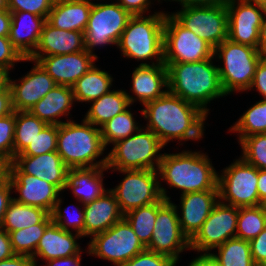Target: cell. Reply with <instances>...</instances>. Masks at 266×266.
<instances>
[{
  "label": "cell",
  "instance_id": "cell-9",
  "mask_svg": "<svg viewBox=\"0 0 266 266\" xmlns=\"http://www.w3.org/2000/svg\"><path fill=\"white\" fill-rule=\"evenodd\" d=\"M218 172L219 200L235 207L259 206L258 169L240 156Z\"/></svg>",
  "mask_w": 266,
  "mask_h": 266
},
{
  "label": "cell",
  "instance_id": "cell-38",
  "mask_svg": "<svg viewBox=\"0 0 266 266\" xmlns=\"http://www.w3.org/2000/svg\"><path fill=\"white\" fill-rule=\"evenodd\" d=\"M64 198L62 192L50 213L52 222L65 231L80 234L84 239V205L76 200V204L63 208Z\"/></svg>",
  "mask_w": 266,
  "mask_h": 266
},
{
  "label": "cell",
  "instance_id": "cell-21",
  "mask_svg": "<svg viewBox=\"0 0 266 266\" xmlns=\"http://www.w3.org/2000/svg\"><path fill=\"white\" fill-rule=\"evenodd\" d=\"M98 61L87 50L63 55L43 56L37 60L57 85L70 87Z\"/></svg>",
  "mask_w": 266,
  "mask_h": 266
},
{
  "label": "cell",
  "instance_id": "cell-4",
  "mask_svg": "<svg viewBox=\"0 0 266 266\" xmlns=\"http://www.w3.org/2000/svg\"><path fill=\"white\" fill-rule=\"evenodd\" d=\"M56 152L69 169L107 166L100 128L83 117L80 123L72 119L58 125Z\"/></svg>",
  "mask_w": 266,
  "mask_h": 266
},
{
  "label": "cell",
  "instance_id": "cell-46",
  "mask_svg": "<svg viewBox=\"0 0 266 266\" xmlns=\"http://www.w3.org/2000/svg\"><path fill=\"white\" fill-rule=\"evenodd\" d=\"M24 57L12 45L9 37L0 36V67L7 69L10 73L14 72L16 65L22 63Z\"/></svg>",
  "mask_w": 266,
  "mask_h": 266
},
{
  "label": "cell",
  "instance_id": "cell-62",
  "mask_svg": "<svg viewBox=\"0 0 266 266\" xmlns=\"http://www.w3.org/2000/svg\"><path fill=\"white\" fill-rule=\"evenodd\" d=\"M250 3H255L258 6L263 7L266 10V0H244Z\"/></svg>",
  "mask_w": 266,
  "mask_h": 266
},
{
  "label": "cell",
  "instance_id": "cell-48",
  "mask_svg": "<svg viewBox=\"0 0 266 266\" xmlns=\"http://www.w3.org/2000/svg\"><path fill=\"white\" fill-rule=\"evenodd\" d=\"M251 255L257 266L266 262V227L250 241Z\"/></svg>",
  "mask_w": 266,
  "mask_h": 266
},
{
  "label": "cell",
  "instance_id": "cell-42",
  "mask_svg": "<svg viewBox=\"0 0 266 266\" xmlns=\"http://www.w3.org/2000/svg\"><path fill=\"white\" fill-rule=\"evenodd\" d=\"M58 125L47 124L34 140L17 156H37L57 150Z\"/></svg>",
  "mask_w": 266,
  "mask_h": 266
},
{
  "label": "cell",
  "instance_id": "cell-12",
  "mask_svg": "<svg viewBox=\"0 0 266 266\" xmlns=\"http://www.w3.org/2000/svg\"><path fill=\"white\" fill-rule=\"evenodd\" d=\"M214 57V48L166 13L163 31L164 64L192 63Z\"/></svg>",
  "mask_w": 266,
  "mask_h": 266
},
{
  "label": "cell",
  "instance_id": "cell-50",
  "mask_svg": "<svg viewBox=\"0 0 266 266\" xmlns=\"http://www.w3.org/2000/svg\"><path fill=\"white\" fill-rule=\"evenodd\" d=\"M13 192L10 180L8 177L0 184V226L2 224L4 214L13 200Z\"/></svg>",
  "mask_w": 266,
  "mask_h": 266
},
{
  "label": "cell",
  "instance_id": "cell-47",
  "mask_svg": "<svg viewBox=\"0 0 266 266\" xmlns=\"http://www.w3.org/2000/svg\"><path fill=\"white\" fill-rule=\"evenodd\" d=\"M131 15H146L159 12L160 10H152L154 4L158 5L163 3L162 0H115ZM158 3V4H156ZM153 12H152V11Z\"/></svg>",
  "mask_w": 266,
  "mask_h": 266
},
{
  "label": "cell",
  "instance_id": "cell-57",
  "mask_svg": "<svg viewBox=\"0 0 266 266\" xmlns=\"http://www.w3.org/2000/svg\"><path fill=\"white\" fill-rule=\"evenodd\" d=\"M11 25V12L9 10L0 11V36L9 37Z\"/></svg>",
  "mask_w": 266,
  "mask_h": 266
},
{
  "label": "cell",
  "instance_id": "cell-2",
  "mask_svg": "<svg viewBox=\"0 0 266 266\" xmlns=\"http://www.w3.org/2000/svg\"><path fill=\"white\" fill-rule=\"evenodd\" d=\"M179 151H165L160 162L158 173L162 197L166 201H171L172 196H169L168 189L178 190L179 195L218 190V171L209 154L198 149L185 148Z\"/></svg>",
  "mask_w": 266,
  "mask_h": 266
},
{
  "label": "cell",
  "instance_id": "cell-33",
  "mask_svg": "<svg viewBox=\"0 0 266 266\" xmlns=\"http://www.w3.org/2000/svg\"><path fill=\"white\" fill-rule=\"evenodd\" d=\"M131 106L100 127L102 141L106 149L117 141L133 135L143 126L137 120L138 115H134L136 112L132 111Z\"/></svg>",
  "mask_w": 266,
  "mask_h": 266
},
{
  "label": "cell",
  "instance_id": "cell-51",
  "mask_svg": "<svg viewBox=\"0 0 266 266\" xmlns=\"http://www.w3.org/2000/svg\"><path fill=\"white\" fill-rule=\"evenodd\" d=\"M15 255L11 246L9 233L0 227V261L12 258Z\"/></svg>",
  "mask_w": 266,
  "mask_h": 266
},
{
  "label": "cell",
  "instance_id": "cell-41",
  "mask_svg": "<svg viewBox=\"0 0 266 266\" xmlns=\"http://www.w3.org/2000/svg\"><path fill=\"white\" fill-rule=\"evenodd\" d=\"M238 145L241 147L240 157L257 169L266 170V133L249 135Z\"/></svg>",
  "mask_w": 266,
  "mask_h": 266
},
{
  "label": "cell",
  "instance_id": "cell-1",
  "mask_svg": "<svg viewBox=\"0 0 266 266\" xmlns=\"http://www.w3.org/2000/svg\"><path fill=\"white\" fill-rule=\"evenodd\" d=\"M141 107L137 111L146 121L143 127L151 130L165 146L173 141L184 146L189 140L199 144L206 136L208 115L169 91Z\"/></svg>",
  "mask_w": 266,
  "mask_h": 266
},
{
  "label": "cell",
  "instance_id": "cell-3",
  "mask_svg": "<svg viewBox=\"0 0 266 266\" xmlns=\"http://www.w3.org/2000/svg\"><path fill=\"white\" fill-rule=\"evenodd\" d=\"M164 65L167 67L168 91L199 107L207 115L213 101L228 97L222 88L214 57L192 63Z\"/></svg>",
  "mask_w": 266,
  "mask_h": 266
},
{
  "label": "cell",
  "instance_id": "cell-27",
  "mask_svg": "<svg viewBox=\"0 0 266 266\" xmlns=\"http://www.w3.org/2000/svg\"><path fill=\"white\" fill-rule=\"evenodd\" d=\"M123 217L114 194L110 190L106 191L101 197L84 205V237L91 239Z\"/></svg>",
  "mask_w": 266,
  "mask_h": 266
},
{
  "label": "cell",
  "instance_id": "cell-54",
  "mask_svg": "<svg viewBox=\"0 0 266 266\" xmlns=\"http://www.w3.org/2000/svg\"><path fill=\"white\" fill-rule=\"evenodd\" d=\"M166 3L175 2L181 7L199 6V5H226L229 0H162ZM177 2V3H176Z\"/></svg>",
  "mask_w": 266,
  "mask_h": 266
},
{
  "label": "cell",
  "instance_id": "cell-8",
  "mask_svg": "<svg viewBox=\"0 0 266 266\" xmlns=\"http://www.w3.org/2000/svg\"><path fill=\"white\" fill-rule=\"evenodd\" d=\"M131 16L115 0H93L84 32L86 50L99 59L100 57L95 53L96 49L106 48L107 50L106 46L117 47Z\"/></svg>",
  "mask_w": 266,
  "mask_h": 266
},
{
  "label": "cell",
  "instance_id": "cell-65",
  "mask_svg": "<svg viewBox=\"0 0 266 266\" xmlns=\"http://www.w3.org/2000/svg\"><path fill=\"white\" fill-rule=\"evenodd\" d=\"M260 53H261V60H263L266 63V47H263L260 50Z\"/></svg>",
  "mask_w": 266,
  "mask_h": 266
},
{
  "label": "cell",
  "instance_id": "cell-56",
  "mask_svg": "<svg viewBox=\"0 0 266 266\" xmlns=\"http://www.w3.org/2000/svg\"><path fill=\"white\" fill-rule=\"evenodd\" d=\"M187 266H220L215 258L210 254H197L187 264Z\"/></svg>",
  "mask_w": 266,
  "mask_h": 266
},
{
  "label": "cell",
  "instance_id": "cell-34",
  "mask_svg": "<svg viewBox=\"0 0 266 266\" xmlns=\"http://www.w3.org/2000/svg\"><path fill=\"white\" fill-rule=\"evenodd\" d=\"M238 118L228 129L229 134H237L238 143L249 135L266 133V99L255 101Z\"/></svg>",
  "mask_w": 266,
  "mask_h": 266
},
{
  "label": "cell",
  "instance_id": "cell-63",
  "mask_svg": "<svg viewBox=\"0 0 266 266\" xmlns=\"http://www.w3.org/2000/svg\"><path fill=\"white\" fill-rule=\"evenodd\" d=\"M73 1H77V0H50L51 4L53 6L58 5V4H62V3L73 2Z\"/></svg>",
  "mask_w": 266,
  "mask_h": 266
},
{
  "label": "cell",
  "instance_id": "cell-49",
  "mask_svg": "<svg viewBox=\"0 0 266 266\" xmlns=\"http://www.w3.org/2000/svg\"><path fill=\"white\" fill-rule=\"evenodd\" d=\"M249 91L258 92L259 98L261 96V99H266V63L263 60L258 63L252 85L246 94Z\"/></svg>",
  "mask_w": 266,
  "mask_h": 266
},
{
  "label": "cell",
  "instance_id": "cell-16",
  "mask_svg": "<svg viewBox=\"0 0 266 266\" xmlns=\"http://www.w3.org/2000/svg\"><path fill=\"white\" fill-rule=\"evenodd\" d=\"M7 177L16 202L40 207L49 213L62 193L57 186L33 175L24 174L13 162L8 165Z\"/></svg>",
  "mask_w": 266,
  "mask_h": 266
},
{
  "label": "cell",
  "instance_id": "cell-25",
  "mask_svg": "<svg viewBox=\"0 0 266 266\" xmlns=\"http://www.w3.org/2000/svg\"><path fill=\"white\" fill-rule=\"evenodd\" d=\"M13 163L24 174L43 179L64 191L69 168L56 151L37 156H15Z\"/></svg>",
  "mask_w": 266,
  "mask_h": 266
},
{
  "label": "cell",
  "instance_id": "cell-59",
  "mask_svg": "<svg viewBox=\"0 0 266 266\" xmlns=\"http://www.w3.org/2000/svg\"><path fill=\"white\" fill-rule=\"evenodd\" d=\"M266 47V14L259 29V50Z\"/></svg>",
  "mask_w": 266,
  "mask_h": 266
},
{
  "label": "cell",
  "instance_id": "cell-61",
  "mask_svg": "<svg viewBox=\"0 0 266 266\" xmlns=\"http://www.w3.org/2000/svg\"><path fill=\"white\" fill-rule=\"evenodd\" d=\"M8 166L0 163V184L7 178Z\"/></svg>",
  "mask_w": 266,
  "mask_h": 266
},
{
  "label": "cell",
  "instance_id": "cell-28",
  "mask_svg": "<svg viewBox=\"0 0 266 266\" xmlns=\"http://www.w3.org/2000/svg\"><path fill=\"white\" fill-rule=\"evenodd\" d=\"M45 22V17L29 12H11L9 40L24 58L36 50Z\"/></svg>",
  "mask_w": 266,
  "mask_h": 266
},
{
  "label": "cell",
  "instance_id": "cell-45",
  "mask_svg": "<svg viewBox=\"0 0 266 266\" xmlns=\"http://www.w3.org/2000/svg\"><path fill=\"white\" fill-rule=\"evenodd\" d=\"M177 262L172 258L145 249L122 266H177Z\"/></svg>",
  "mask_w": 266,
  "mask_h": 266
},
{
  "label": "cell",
  "instance_id": "cell-23",
  "mask_svg": "<svg viewBox=\"0 0 266 266\" xmlns=\"http://www.w3.org/2000/svg\"><path fill=\"white\" fill-rule=\"evenodd\" d=\"M105 167L70 168L66 174V185L63 193L70 191L75 200L83 205L101 197L109 188H105Z\"/></svg>",
  "mask_w": 266,
  "mask_h": 266
},
{
  "label": "cell",
  "instance_id": "cell-39",
  "mask_svg": "<svg viewBox=\"0 0 266 266\" xmlns=\"http://www.w3.org/2000/svg\"><path fill=\"white\" fill-rule=\"evenodd\" d=\"M266 227V213L262 207L238 208L236 238L251 241Z\"/></svg>",
  "mask_w": 266,
  "mask_h": 266
},
{
  "label": "cell",
  "instance_id": "cell-52",
  "mask_svg": "<svg viewBox=\"0 0 266 266\" xmlns=\"http://www.w3.org/2000/svg\"><path fill=\"white\" fill-rule=\"evenodd\" d=\"M82 254L81 255H73L65 258H57L51 259L42 264L41 266H83L82 263Z\"/></svg>",
  "mask_w": 266,
  "mask_h": 266
},
{
  "label": "cell",
  "instance_id": "cell-40",
  "mask_svg": "<svg viewBox=\"0 0 266 266\" xmlns=\"http://www.w3.org/2000/svg\"><path fill=\"white\" fill-rule=\"evenodd\" d=\"M50 223H39L9 233L13 252L18 255L32 256L46 227Z\"/></svg>",
  "mask_w": 266,
  "mask_h": 266
},
{
  "label": "cell",
  "instance_id": "cell-11",
  "mask_svg": "<svg viewBox=\"0 0 266 266\" xmlns=\"http://www.w3.org/2000/svg\"><path fill=\"white\" fill-rule=\"evenodd\" d=\"M110 172L111 174L119 173V176L123 175L116 186L109 188L123 214L163 199L158 170L132 169L110 170Z\"/></svg>",
  "mask_w": 266,
  "mask_h": 266
},
{
  "label": "cell",
  "instance_id": "cell-10",
  "mask_svg": "<svg viewBox=\"0 0 266 266\" xmlns=\"http://www.w3.org/2000/svg\"><path fill=\"white\" fill-rule=\"evenodd\" d=\"M87 249L88 256L108 261L112 266H122L146 247L123 217L108 230L94 235L87 242Z\"/></svg>",
  "mask_w": 266,
  "mask_h": 266
},
{
  "label": "cell",
  "instance_id": "cell-5",
  "mask_svg": "<svg viewBox=\"0 0 266 266\" xmlns=\"http://www.w3.org/2000/svg\"><path fill=\"white\" fill-rule=\"evenodd\" d=\"M166 11L132 15L121 34L117 49L122 58L136 60L140 65L164 63L163 31ZM150 60V61H149Z\"/></svg>",
  "mask_w": 266,
  "mask_h": 266
},
{
  "label": "cell",
  "instance_id": "cell-55",
  "mask_svg": "<svg viewBox=\"0 0 266 266\" xmlns=\"http://www.w3.org/2000/svg\"><path fill=\"white\" fill-rule=\"evenodd\" d=\"M0 266H36L31 256L15 254L12 258L0 261Z\"/></svg>",
  "mask_w": 266,
  "mask_h": 266
},
{
  "label": "cell",
  "instance_id": "cell-58",
  "mask_svg": "<svg viewBox=\"0 0 266 266\" xmlns=\"http://www.w3.org/2000/svg\"><path fill=\"white\" fill-rule=\"evenodd\" d=\"M257 190L259 195V205L266 198V170L258 169Z\"/></svg>",
  "mask_w": 266,
  "mask_h": 266
},
{
  "label": "cell",
  "instance_id": "cell-29",
  "mask_svg": "<svg viewBox=\"0 0 266 266\" xmlns=\"http://www.w3.org/2000/svg\"><path fill=\"white\" fill-rule=\"evenodd\" d=\"M93 0H77L54 5L46 21L57 29L84 33Z\"/></svg>",
  "mask_w": 266,
  "mask_h": 266
},
{
  "label": "cell",
  "instance_id": "cell-7",
  "mask_svg": "<svg viewBox=\"0 0 266 266\" xmlns=\"http://www.w3.org/2000/svg\"><path fill=\"white\" fill-rule=\"evenodd\" d=\"M111 147L107 151L108 170H158L166 148L151 130L143 126Z\"/></svg>",
  "mask_w": 266,
  "mask_h": 266
},
{
  "label": "cell",
  "instance_id": "cell-43",
  "mask_svg": "<svg viewBox=\"0 0 266 266\" xmlns=\"http://www.w3.org/2000/svg\"><path fill=\"white\" fill-rule=\"evenodd\" d=\"M15 125V111L0 117V163L7 166L13 162Z\"/></svg>",
  "mask_w": 266,
  "mask_h": 266
},
{
  "label": "cell",
  "instance_id": "cell-18",
  "mask_svg": "<svg viewBox=\"0 0 266 266\" xmlns=\"http://www.w3.org/2000/svg\"><path fill=\"white\" fill-rule=\"evenodd\" d=\"M32 63V68L16 79L9 76L12 107L14 111H29L40 99L49 93L56 82L37 62L24 58L23 63Z\"/></svg>",
  "mask_w": 266,
  "mask_h": 266
},
{
  "label": "cell",
  "instance_id": "cell-6",
  "mask_svg": "<svg viewBox=\"0 0 266 266\" xmlns=\"http://www.w3.org/2000/svg\"><path fill=\"white\" fill-rule=\"evenodd\" d=\"M214 58L226 95L246 93L261 60L260 50L226 39L214 49Z\"/></svg>",
  "mask_w": 266,
  "mask_h": 266
},
{
  "label": "cell",
  "instance_id": "cell-13",
  "mask_svg": "<svg viewBox=\"0 0 266 266\" xmlns=\"http://www.w3.org/2000/svg\"><path fill=\"white\" fill-rule=\"evenodd\" d=\"M170 13L182 26L191 30L214 49L228 39V12L226 5H199L181 7Z\"/></svg>",
  "mask_w": 266,
  "mask_h": 266
},
{
  "label": "cell",
  "instance_id": "cell-64",
  "mask_svg": "<svg viewBox=\"0 0 266 266\" xmlns=\"http://www.w3.org/2000/svg\"><path fill=\"white\" fill-rule=\"evenodd\" d=\"M9 10L8 0H0V11Z\"/></svg>",
  "mask_w": 266,
  "mask_h": 266
},
{
  "label": "cell",
  "instance_id": "cell-22",
  "mask_svg": "<svg viewBox=\"0 0 266 266\" xmlns=\"http://www.w3.org/2000/svg\"><path fill=\"white\" fill-rule=\"evenodd\" d=\"M80 234L61 229L56 223L51 222L40 238L35 253L31 256L35 265L39 266V260L46 262L51 259L65 258L73 255L89 253L87 246L82 247Z\"/></svg>",
  "mask_w": 266,
  "mask_h": 266
},
{
  "label": "cell",
  "instance_id": "cell-26",
  "mask_svg": "<svg viewBox=\"0 0 266 266\" xmlns=\"http://www.w3.org/2000/svg\"><path fill=\"white\" fill-rule=\"evenodd\" d=\"M75 106L72 87L57 85L40 99L29 112L47 124L60 125L73 119L70 111ZM64 117L66 120H63Z\"/></svg>",
  "mask_w": 266,
  "mask_h": 266
},
{
  "label": "cell",
  "instance_id": "cell-37",
  "mask_svg": "<svg viewBox=\"0 0 266 266\" xmlns=\"http://www.w3.org/2000/svg\"><path fill=\"white\" fill-rule=\"evenodd\" d=\"M15 124L13 160L47 125L46 122L32 115L29 111H15Z\"/></svg>",
  "mask_w": 266,
  "mask_h": 266
},
{
  "label": "cell",
  "instance_id": "cell-14",
  "mask_svg": "<svg viewBox=\"0 0 266 266\" xmlns=\"http://www.w3.org/2000/svg\"><path fill=\"white\" fill-rule=\"evenodd\" d=\"M237 219L238 207L219 200L201 229L190 240V252L209 254L227 240L236 238Z\"/></svg>",
  "mask_w": 266,
  "mask_h": 266
},
{
  "label": "cell",
  "instance_id": "cell-32",
  "mask_svg": "<svg viewBox=\"0 0 266 266\" xmlns=\"http://www.w3.org/2000/svg\"><path fill=\"white\" fill-rule=\"evenodd\" d=\"M50 213L43 208L21 204L14 199L4 214L1 228L8 233L39 223H51Z\"/></svg>",
  "mask_w": 266,
  "mask_h": 266
},
{
  "label": "cell",
  "instance_id": "cell-15",
  "mask_svg": "<svg viewBox=\"0 0 266 266\" xmlns=\"http://www.w3.org/2000/svg\"><path fill=\"white\" fill-rule=\"evenodd\" d=\"M146 249L166 255L177 263L183 252L190 251V241L182 233L176 207L166 201L158 210L152 238Z\"/></svg>",
  "mask_w": 266,
  "mask_h": 266
},
{
  "label": "cell",
  "instance_id": "cell-17",
  "mask_svg": "<svg viewBox=\"0 0 266 266\" xmlns=\"http://www.w3.org/2000/svg\"><path fill=\"white\" fill-rule=\"evenodd\" d=\"M228 12V39L259 49V29L266 10L244 0H229L226 4Z\"/></svg>",
  "mask_w": 266,
  "mask_h": 266
},
{
  "label": "cell",
  "instance_id": "cell-53",
  "mask_svg": "<svg viewBox=\"0 0 266 266\" xmlns=\"http://www.w3.org/2000/svg\"><path fill=\"white\" fill-rule=\"evenodd\" d=\"M13 111L11 90L8 85L5 89L0 91V117L6 116Z\"/></svg>",
  "mask_w": 266,
  "mask_h": 266
},
{
  "label": "cell",
  "instance_id": "cell-60",
  "mask_svg": "<svg viewBox=\"0 0 266 266\" xmlns=\"http://www.w3.org/2000/svg\"><path fill=\"white\" fill-rule=\"evenodd\" d=\"M10 74L12 75L7 69L0 67V91L9 85Z\"/></svg>",
  "mask_w": 266,
  "mask_h": 266
},
{
  "label": "cell",
  "instance_id": "cell-66",
  "mask_svg": "<svg viewBox=\"0 0 266 266\" xmlns=\"http://www.w3.org/2000/svg\"><path fill=\"white\" fill-rule=\"evenodd\" d=\"M260 206L262 207L263 211L266 213V198L261 201Z\"/></svg>",
  "mask_w": 266,
  "mask_h": 266
},
{
  "label": "cell",
  "instance_id": "cell-30",
  "mask_svg": "<svg viewBox=\"0 0 266 266\" xmlns=\"http://www.w3.org/2000/svg\"><path fill=\"white\" fill-rule=\"evenodd\" d=\"M97 66L98 64H94V66L72 86L76 103L89 104L91 101L100 98L115 87V85L113 86L115 80L112 76L114 74H110V71H105L102 67Z\"/></svg>",
  "mask_w": 266,
  "mask_h": 266
},
{
  "label": "cell",
  "instance_id": "cell-19",
  "mask_svg": "<svg viewBox=\"0 0 266 266\" xmlns=\"http://www.w3.org/2000/svg\"><path fill=\"white\" fill-rule=\"evenodd\" d=\"M178 201L177 205L171 200L177 210L181 231L190 241L219 201V190L182 194Z\"/></svg>",
  "mask_w": 266,
  "mask_h": 266
},
{
  "label": "cell",
  "instance_id": "cell-35",
  "mask_svg": "<svg viewBox=\"0 0 266 266\" xmlns=\"http://www.w3.org/2000/svg\"><path fill=\"white\" fill-rule=\"evenodd\" d=\"M209 253L220 266H257L252 258L250 242L232 238Z\"/></svg>",
  "mask_w": 266,
  "mask_h": 266
},
{
  "label": "cell",
  "instance_id": "cell-31",
  "mask_svg": "<svg viewBox=\"0 0 266 266\" xmlns=\"http://www.w3.org/2000/svg\"><path fill=\"white\" fill-rule=\"evenodd\" d=\"M83 118L100 128L110 119L125 111L129 106L125 88H113L100 98L91 101Z\"/></svg>",
  "mask_w": 266,
  "mask_h": 266
},
{
  "label": "cell",
  "instance_id": "cell-24",
  "mask_svg": "<svg viewBox=\"0 0 266 266\" xmlns=\"http://www.w3.org/2000/svg\"><path fill=\"white\" fill-rule=\"evenodd\" d=\"M84 50H86L84 33L57 29L46 21L39 44L29 59L37 61L43 56L70 54Z\"/></svg>",
  "mask_w": 266,
  "mask_h": 266
},
{
  "label": "cell",
  "instance_id": "cell-20",
  "mask_svg": "<svg viewBox=\"0 0 266 266\" xmlns=\"http://www.w3.org/2000/svg\"><path fill=\"white\" fill-rule=\"evenodd\" d=\"M132 71L130 91L126 89V95L133 107L137 103L143 106L168 91L167 67L164 63L156 65L138 63Z\"/></svg>",
  "mask_w": 266,
  "mask_h": 266
},
{
  "label": "cell",
  "instance_id": "cell-44",
  "mask_svg": "<svg viewBox=\"0 0 266 266\" xmlns=\"http://www.w3.org/2000/svg\"><path fill=\"white\" fill-rule=\"evenodd\" d=\"M53 5L50 0H8L10 12H29L47 19Z\"/></svg>",
  "mask_w": 266,
  "mask_h": 266
},
{
  "label": "cell",
  "instance_id": "cell-36",
  "mask_svg": "<svg viewBox=\"0 0 266 266\" xmlns=\"http://www.w3.org/2000/svg\"><path fill=\"white\" fill-rule=\"evenodd\" d=\"M166 202L163 198L159 202L132 209L124 214L138 239L147 247L152 238V232L157 217V210Z\"/></svg>",
  "mask_w": 266,
  "mask_h": 266
}]
</instances>
